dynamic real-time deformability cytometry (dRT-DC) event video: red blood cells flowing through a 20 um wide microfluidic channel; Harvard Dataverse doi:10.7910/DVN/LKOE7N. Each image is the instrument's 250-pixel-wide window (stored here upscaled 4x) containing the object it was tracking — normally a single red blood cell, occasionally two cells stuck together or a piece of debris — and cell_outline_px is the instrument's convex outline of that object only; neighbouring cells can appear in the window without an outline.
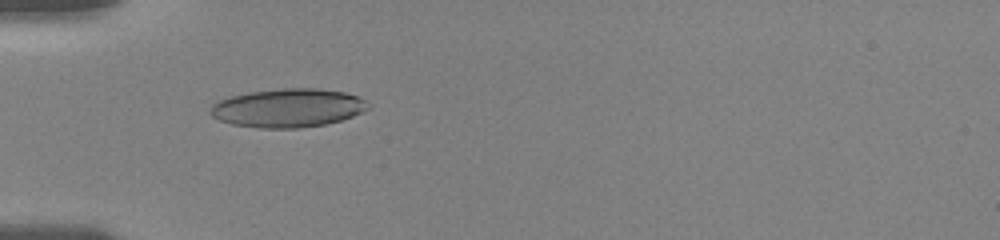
{"species": "human", "species_latin": "Homo sapiens", "temperature_condition": "room temperature", "stored_images_in_passage": 34, "camera_frame_rate_fps": 3000, "um_per_image_px": 0.085, "donor": {"sex": "female"}, "frame": {"image": 1, "passage_image": 7, "time_ms": 3.333, "image_size_px": [1000, 240], "cell_outline_px": [[372, 108], [352, 116], [340, 120], [324, 124], [300, 128], [260, 128], [232, 124], [220, 120], [212, 116], [208, 112], [212, 104], [220, 100], [232, 96], [252, 92], [284, 88], [316, 88], [344, 92], [360, 96], [372, 104]], "centroid_in_image_um": [24.53, 9.17], "position_along_channel_um": 60.5, "area_um2": 35.55}}
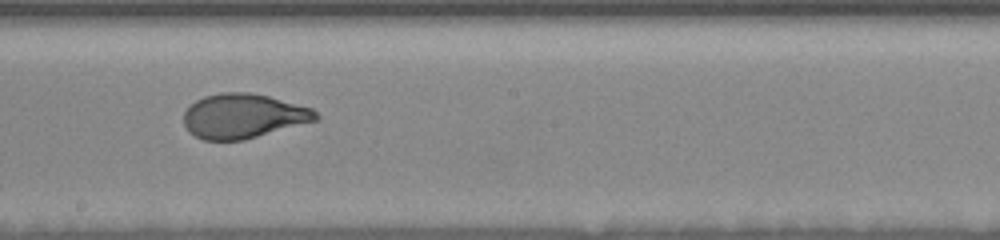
{"frame": {"image": 2, "passage_image": 17, "time_ms": 8.0, "image_size_px": [1000, 240], "cell_outline_px": [[320, 120], [244, 140], [204, 140], [188, 132], [184, 124], [184, 112], [196, 100], [204, 96], [224, 92], [248, 92], [268, 96], [312, 108], [320, 116]], "centroid_in_image_um": [20.7, 9.87], "position_along_channel_um": 227.5, "area_um2": 34.39}}
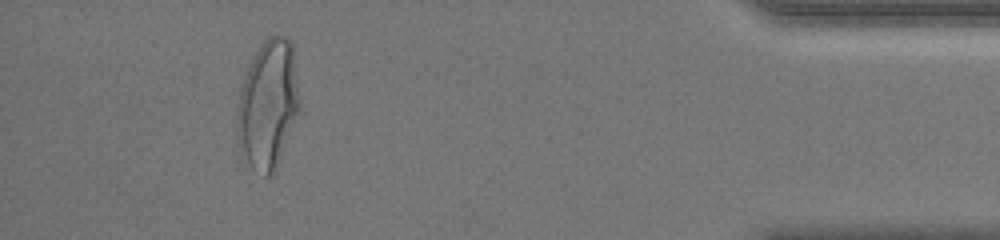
{"frame": {"image": 3, "passage_image": 31, "time_ms": 14.333, "image_size_px": [1000, 240], "cell_outline_px": [[300, 108], [276, 168], [272, 176], [264, 176], [252, 168], [244, 152], [236, 132], [236, 120], [240, 92], [248, 68], [260, 44], [268, 36], [284, 36], [292, 44], [300, 100]], "centroid_in_image_um": [22.8, 8.87], "position_along_channel_um": 412.4, "area_um2": 45.95}, "authors_computed_cell_mechanics": {"area_um2": 34.9401, "velocity_mm_per_s": 3.6957, "shape_relaxation_time_tau1_ms": 3.8674, "shape_relaxation_time_tau2_ms": null, "deformation_change_tau1": 0.1873, "deformation_change_tau2": null}}